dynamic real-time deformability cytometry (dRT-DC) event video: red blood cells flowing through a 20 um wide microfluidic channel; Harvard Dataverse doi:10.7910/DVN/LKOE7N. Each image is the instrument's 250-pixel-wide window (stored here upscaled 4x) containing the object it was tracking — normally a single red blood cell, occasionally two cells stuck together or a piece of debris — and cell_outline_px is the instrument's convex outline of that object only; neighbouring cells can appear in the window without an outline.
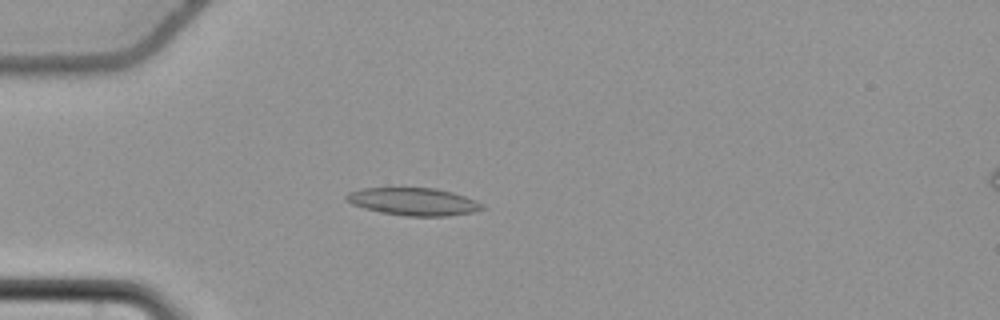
{"species": "common noctule bat (a hibernating species)", "species_latin": "Nyctalus noctula", "temperature_condition": "cold", "stored_images_in_passage": 57, "camera_frame_rate_fps": 3000, "um_per_image_px": 0.085, "animal": {"sex": "female", "body_mass_g": 22.7, "forearm_length_mm": 54.2}, "frame": {"image": 1, "passage_image": 17, "time_ms": 5.333, "image_size_px": [1000, 320], "cell_outline_px": [[488, 208], [476, 212], [448, 216], [404, 216], [380, 212], [364, 208], [352, 204], [344, 200], [344, 196], [348, 192], [360, 188], [436, 188], [452, 192], [476, 200], [484, 204]], "centroid_in_image_um": [35.17, 17.14], "position_along_channel_um": 49.8, "area_um2": 22.2}}
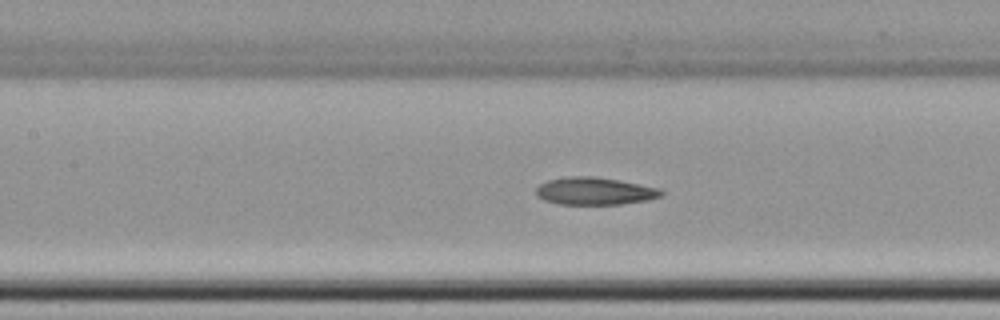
{"frame": {"image": 2, "passage_image": 27, "time_ms": 8.667, "image_size_px": [1000, 320], "cell_outline_px": [[664, 196], [648, 200], [620, 204], [556, 204], [544, 200], [536, 196], [536, 188], [540, 184], [548, 180], [568, 176], [596, 176], [620, 180], [660, 188], [664, 192]], "centroid_in_image_um": [50.56, 16.24], "position_along_channel_um": 156.8, "area_um2": 20.29}}
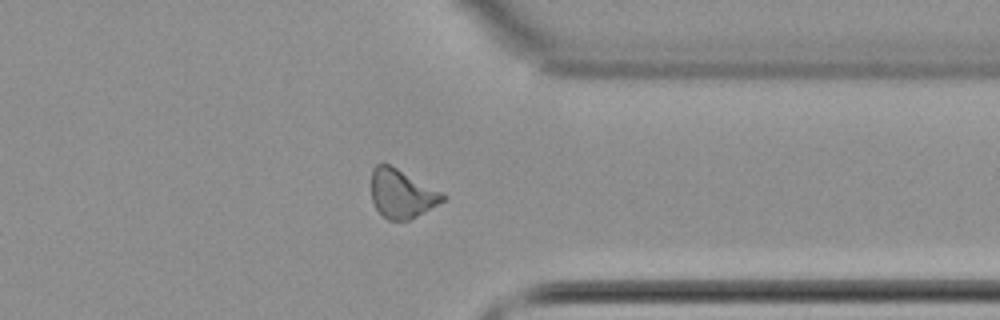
{"frame": {"image": 3, "passage_image": 45, "time_ms": 14.667, "image_size_px": [1000, 320], "cell_outline_px": [[448, 196], [444, 200], [416, 216], [408, 220], [388, 220], [376, 208], [372, 200], [372, 168], [376, 164], [384, 160], [444, 192]], "centroid_in_image_um": [34.15, 16.4], "position_along_channel_um": 377.3, "area_um2": 20.58}, "authors_computed_cell_mechanics": {"area_um2": 20.6924, "velocity_mm_per_s": 3.7345, "shape_relaxation_time_tau1_ms": null, "shape_relaxation_time_tau2_ms": 4.9745, "deformation_change_tau1": null, "deformation_change_tau2": 0.112}}